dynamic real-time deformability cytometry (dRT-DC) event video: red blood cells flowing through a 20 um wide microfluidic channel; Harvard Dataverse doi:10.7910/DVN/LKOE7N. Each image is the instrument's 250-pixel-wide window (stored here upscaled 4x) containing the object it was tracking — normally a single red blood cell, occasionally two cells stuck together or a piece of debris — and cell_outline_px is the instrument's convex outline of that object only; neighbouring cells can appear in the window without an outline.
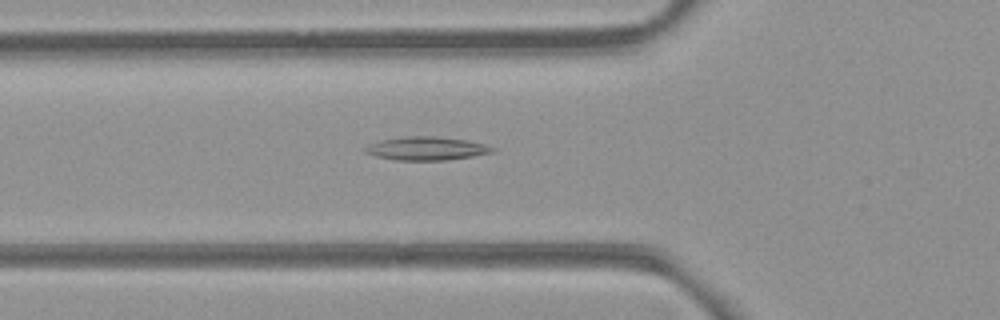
{"species": "common noctule bat (a hibernating species)", "species_latin": "Nyctalus noctula", "temperature_condition": "room temperature", "stored_images_in_passage": 36, "camera_frame_rate_fps": 3000, "um_per_image_px": 0.085, "animal": {"sex": "female", "body_mass_g": 21.9}, "frame": {"image": 1, "passage_image": 2, "time_ms": 0.333, "image_size_px": [1000, 320], "cell_outline_px": [[496, 152], [472, 156], [444, 160], [396, 160], [376, 156], [364, 152], [364, 148], [380, 140], [408, 136], [432, 136], [468, 140], [484, 144], [496, 148]], "centroid_in_image_um": [36.29, 12.62], "position_along_channel_um": 89.5, "area_um2": 17.22}}
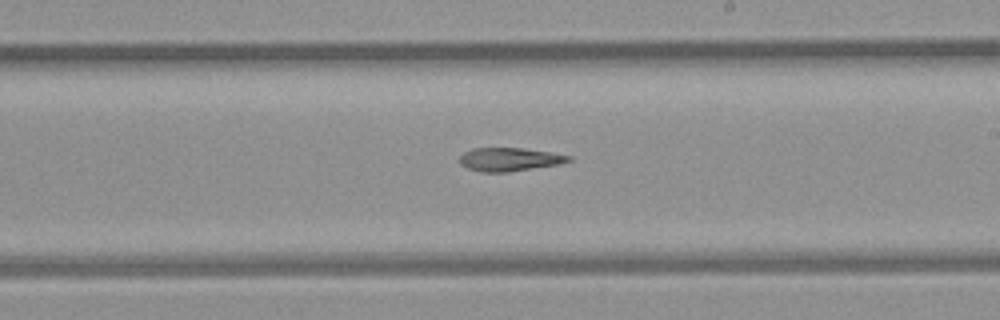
{"frame": {"image": 2, "passage_image": 14, "time_ms": 4.333, "image_size_px": [1000, 320], "cell_outline_px": [[572, 160], [556, 164], [508, 172], [480, 172], [468, 168], [460, 164], [460, 156], [464, 152], [472, 148], [524, 148], [572, 156]], "centroid_in_image_um": [43.26, 13.54], "position_along_channel_um": 245.7, "area_um2": 14.68}}
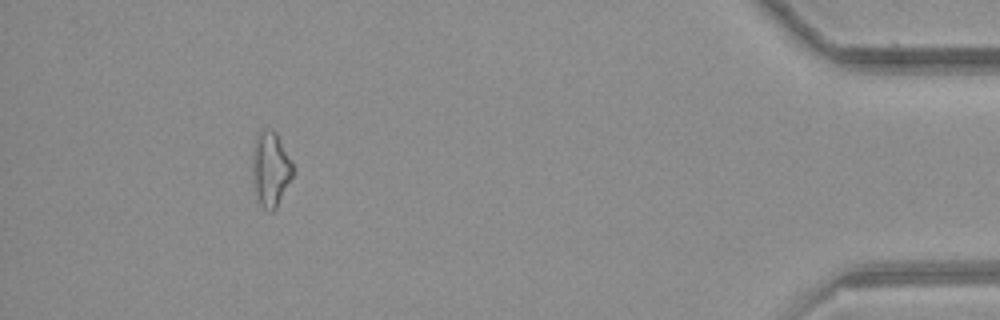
{"frame": {"image": 3, "passage_image": 32, "time_ms": 10.333, "image_size_px": [1000, 320], "cell_outline_px": [[296, 172], [276, 208], [272, 212], [268, 212], [260, 204], [252, 188], [252, 152], [256, 140], [260, 132], [268, 128], [272, 128], [276, 132], [292, 160]], "centroid_in_image_um": [23.02, 14.4], "position_along_channel_um": 412.2, "area_um2": 18.21}}